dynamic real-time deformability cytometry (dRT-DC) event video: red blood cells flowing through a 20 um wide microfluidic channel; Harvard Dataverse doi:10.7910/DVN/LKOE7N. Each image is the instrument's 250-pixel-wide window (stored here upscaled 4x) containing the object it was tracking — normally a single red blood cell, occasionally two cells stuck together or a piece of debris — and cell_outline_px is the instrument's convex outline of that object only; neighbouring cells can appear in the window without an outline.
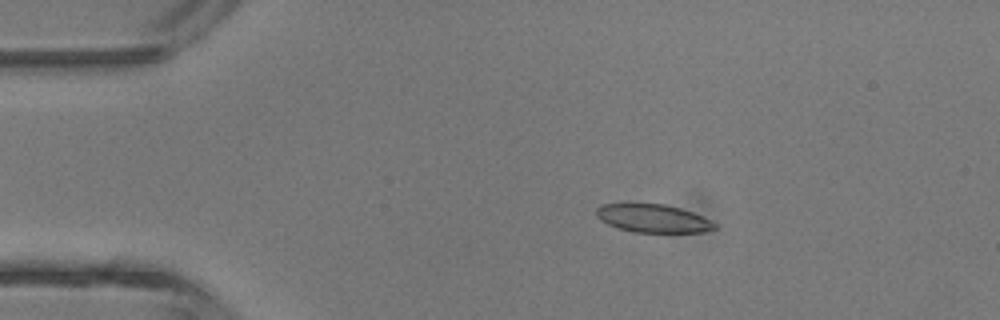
{"species": "common noctule bat (a hibernating species)", "species_latin": "Nyctalus noctula", "temperature_condition": "room temperature", "stored_images_in_passage": 3, "camera_frame_rate_fps": 3000, "um_per_image_px": 0.085, "animal": {"sex": "male", "body_mass_g": 13.3}, "frame": {"image": 1, "passage_image": 2, "time_ms": 1.0, "image_size_px": [1000, 320], "cell_outline_px": [[716, 228], [704, 232], [632, 232], [608, 224], [600, 220], [596, 216], [596, 208], [604, 204], [628, 200], [664, 204], [680, 208], [692, 212], [716, 224]], "centroid_in_image_um": [55.41, 18.51], "position_along_channel_um": 29.6, "area_um2": 20.0}}